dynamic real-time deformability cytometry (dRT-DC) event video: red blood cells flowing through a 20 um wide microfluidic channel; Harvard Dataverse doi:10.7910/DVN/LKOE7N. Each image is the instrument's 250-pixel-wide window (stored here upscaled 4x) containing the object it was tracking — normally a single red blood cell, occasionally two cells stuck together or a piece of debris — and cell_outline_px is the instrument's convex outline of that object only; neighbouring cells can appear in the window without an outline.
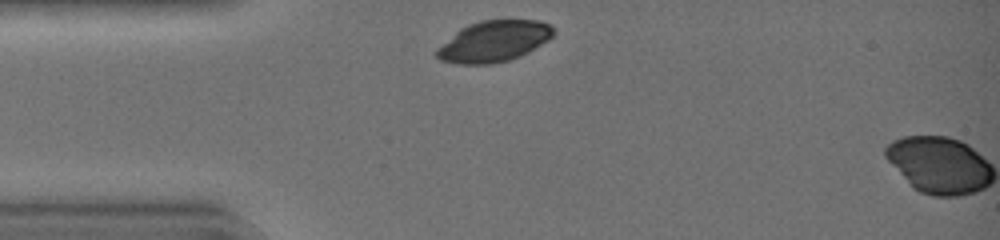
{"species": "common noctule bat (a hibernating species)", "species_latin": "Nyctalus noctula", "temperature_condition": "warm", "stored_images_in_passage": 2, "camera_frame_rate_fps": 3000, "um_per_image_px": 0.085, "animal": {"sex": "female", "body_mass_g": 19.0, "forearm_length_mm": 51.5}, "frame": {"image": 1, "passage_image": 1, "time_ms": 0.0, "image_size_px": [1000, 240], "cell_outline_px": [[556, 32], [548, 40], [508, 60], [492, 64], [456, 64], [440, 60], [436, 56], [436, 48], [460, 28], [468, 24], [480, 20], [540, 20], [548, 24]], "centroid_in_image_um": [41.92, 3.5], "position_along_channel_um": 43.1, "area_um2": 27.63}}